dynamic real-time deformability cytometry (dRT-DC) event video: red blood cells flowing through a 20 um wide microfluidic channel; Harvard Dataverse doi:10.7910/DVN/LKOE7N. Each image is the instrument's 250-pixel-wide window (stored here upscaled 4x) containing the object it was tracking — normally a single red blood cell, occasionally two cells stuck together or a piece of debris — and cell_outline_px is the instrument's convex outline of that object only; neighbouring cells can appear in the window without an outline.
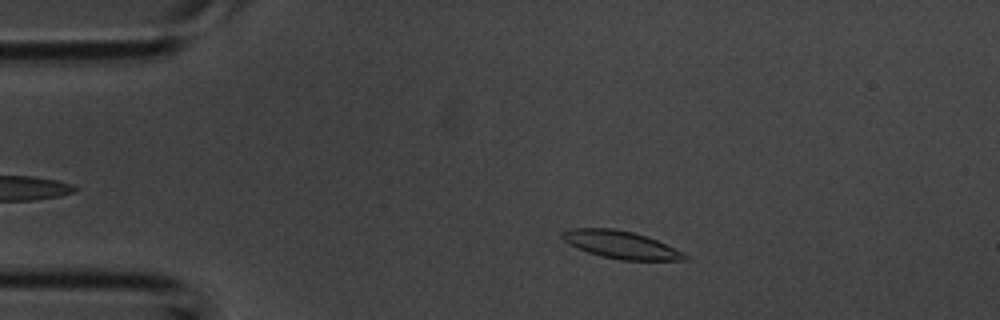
{"species": "common noctule bat (a hibernating species)", "species_latin": "Nyctalus noctula", "temperature_condition": "room temperature", "stored_images_in_passage": 36, "camera_frame_rate_fps": 3000, "um_per_image_px": 0.085, "animal": {"sex": "male", "body_mass_g": 20.1, "forearm_length_mm": 53.5}, "frame": {"image": 1, "passage_image": 6, "time_ms": 1.667, "image_size_px": [1000, 320], "cell_outline_px": [[692, 260], [620, 260], [588, 252], [564, 240], [560, 236], [560, 232], [572, 228], [612, 228], [632, 232], [656, 240], [684, 252]], "centroid_in_image_um": [52.81, 20.8], "position_along_channel_um": 32.2, "area_um2": 19.42}}
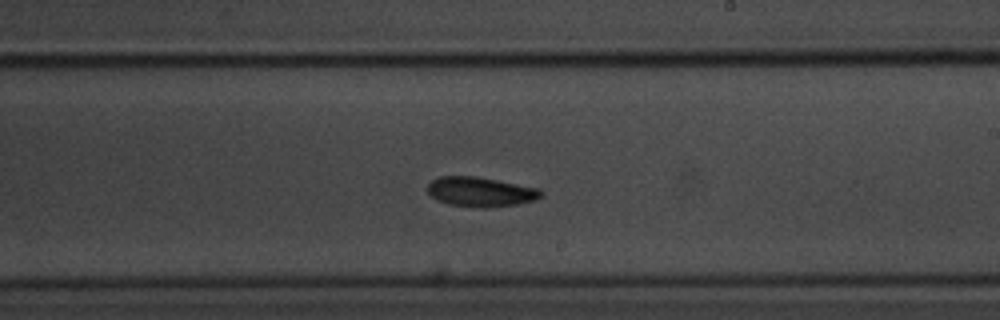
{"frame": {"image": 2, "passage_image": 23, "time_ms": 7.333, "image_size_px": [1000, 320], "cell_outline_px": [[544, 196], [536, 200], [516, 204], [484, 208], [448, 204], [436, 200], [424, 188], [432, 180], [440, 176], [476, 176], [540, 188], [544, 192]], "centroid_in_image_um": [40.86, 16.3], "position_along_channel_um": 248.1, "area_um2": 19.83}}
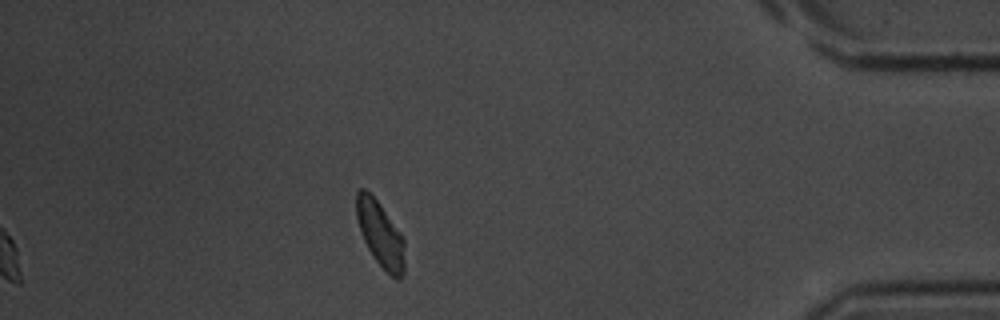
{"frame": {"image": 3, "passage_image": 36, "time_ms": 11.667, "image_size_px": [1000, 320], "cell_outline_px": [[404, 272], [400, 280], [396, 280], [372, 256], [364, 240], [356, 216], [356, 192], [360, 188], [364, 188], [380, 204], [404, 236]], "centroid_in_image_um": [32.35, 19.9], "position_along_channel_um": 402.9, "area_um2": 18.32}}